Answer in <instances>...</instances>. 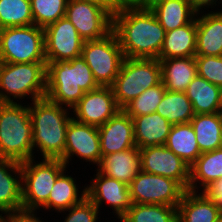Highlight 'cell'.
I'll use <instances>...</instances> for the list:
<instances>
[{"label": "cell", "mask_w": 222, "mask_h": 222, "mask_svg": "<svg viewBox=\"0 0 222 222\" xmlns=\"http://www.w3.org/2000/svg\"><path fill=\"white\" fill-rule=\"evenodd\" d=\"M196 17L188 24L168 31L158 59L191 57L196 54Z\"/></svg>", "instance_id": "27"}, {"label": "cell", "mask_w": 222, "mask_h": 222, "mask_svg": "<svg viewBox=\"0 0 222 222\" xmlns=\"http://www.w3.org/2000/svg\"><path fill=\"white\" fill-rule=\"evenodd\" d=\"M196 25L195 56H222V11L197 13Z\"/></svg>", "instance_id": "18"}, {"label": "cell", "mask_w": 222, "mask_h": 222, "mask_svg": "<svg viewBox=\"0 0 222 222\" xmlns=\"http://www.w3.org/2000/svg\"><path fill=\"white\" fill-rule=\"evenodd\" d=\"M59 213L63 220L57 222H98L101 219V216L98 217L101 212L88 197L71 206L68 210Z\"/></svg>", "instance_id": "36"}, {"label": "cell", "mask_w": 222, "mask_h": 222, "mask_svg": "<svg viewBox=\"0 0 222 222\" xmlns=\"http://www.w3.org/2000/svg\"><path fill=\"white\" fill-rule=\"evenodd\" d=\"M164 145L189 166L202 154L191 123L172 125Z\"/></svg>", "instance_id": "30"}, {"label": "cell", "mask_w": 222, "mask_h": 222, "mask_svg": "<svg viewBox=\"0 0 222 222\" xmlns=\"http://www.w3.org/2000/svg\"><path fill=\"white\" fill-rule=\"evenodd\" d=\"M65 138V150L60 159L68 168L71 163L73 164L72 159L75 156L79 160L83 159L87 165L91 163L90 165L99 166L102 154L98 127L78 122L72 118L67 126Z\"/></svg>", "instance_id": "12"}, {"label": "cell", "mask_w": 222, "mask_h": 222, "mask_svg": "<svg viewBox=\"0 0 222 222\" xmlns=\"http://www.w3.org/2000/svg\"><path fill=\"white\" fill-rule=\"evenodd\" d=\"M130 199L137 204H158L177 207L187 191L179 182L140 171L128 185Z\"/></svg>", "instance_id": "10"}, {"label": "cell", "mask_w": 222, "mask_h": 222, "mask_svg": "<svg viewBox=\"0 0 222 222\" xmlns=\"http://www.w3.org/2000/svg\"><path fill=\"white\" fill-rule=\"evenodd\" d=\"M197 75L222 88V56H195Z\"/></svg>", "instance_id": "37"}, {"label": "cell", "mask_w": 222, "mask_h": 222, "mask_svg": "<svg viewBox=\"0 0 222 222\" xmlns=\"http://www.w3.org/2000/svg\"><path fill=\"white\" fill-rule=\"evenodd\" d=\"M95 4L109 13L112 17L120 10L111 0H79Z\"/></svg>", "instance_id": "41"}, {"label": "cell", "mask_w": 222, "mask_h": 222, "mask_svg": "<svg viewBox=\"0 0 222 222\" xmlns=\"http://www.w3.org/2000/svg\"><path fill=\"white\" fill-rule=\"evenodd\" d=\"M34 25L30 0H0V29Z\"/></svg>", "instance_id": "33"}, {"label": "cell", "mask_w": 222, "mask_h": 222, "mask_svg": "<svg viewBox=\"0 0 222 222\" xmlns=\"http://www.w3.org/2000/svg\"><path fill=\"white\" fill-rule=\"evenodd\" d=\"M120 110L111 86H99L86 92L72 108L71 113L78 122L100 127Z\"/></svg>", "instance_id": "16"}, {"label": "cell", "mask_w": 222, "mask_h": 222, "mask_svg": "<svg viewBox=\"0 0 222 222\" xmlns=\"http://www.w3.org/2000/svg\"><path fill=\"white\" fill-rule=\"evenodd\" d=\"M102 157L135 147L134 122L122 109L98 127Z\"/></svg>", "instance_id": "17"}, {"label": "cell", "mask_w": 222, "mask_h": 222, "mask_svg": "<svg viewBox=\"0 0 222 222\" xmlns=\"http://www.w3.org/2000/svg\"><path fill=\"white\" fill-rule=\"evenodd\" d=\"M82 58L99 86H111L125 59L116 34L112 31L99 40L84 41Z\"/></svg>", "instance_id": "9"}, {"label": "cell", "mask_w": 222, "mask_h": 222, "mask_svg": "<svg viewBox=\"0 0 222 222\" xmlns=\"http://www.w3.org/2000/svg\"><path fill=\"white\" fill-rule=\"evenodd\" d=\"M68 0H30L34 24L45 28L65 16Z\"/></svg>", "instance_id": "35"}, {"label": "cell", "mask_w": 222, "mask_h": 222, "mask_svg": "<svg viewBox=\"0 0 222 222\" xmlns=\"http://www.w3.org/2000/svg\"><path fill=\"white\" fill-rule=\"evenodd\" d=\"M161 82V64L153 58H125L111 85L117 105L122 109L143 91Z\"/></svg>", "instance_id": "7"}, {"label": "cell", "mask_w": 222, "mask_h": 222, "mask_svg": "<svg viewBox=\"0 0 222 222\" xmlns=\"http://www.w3.org/2000/svg\"><path fill=\"white\" fill-rule=\"evenodd\" d=\"M158 60L161 64V82L166 90L185 92L197 75L195 56Z\"/></svg>", "instance_id": "23"}, {"label": "cell", "mask_w": 222, "mask_h": 222, "mask_svg": "<svg viewBox=\"0 0 222 222\" xmlns=\"http://www.w3.org/2000/svg\"><path fill=\"white\" fill-rule=\"evenodd\" d=\"M97 170L129 185L141 171L140 149L135 146L128 150L104 155Z\"/></svg>", "instance_id": "21"}, {"label": "cell", "mask_w": 222, "mask_h": 222, "mask_svg": "<svg viewBox=\"0 0 222 222\" xmlns=\"http://www.w3.org/2000/svg\"><path fill=\"white\" fill-rule=\"evenodd\" d=\"M22 210L21 163L0 158V215Z\"/></svg>", "instance_id": "19"}, {"label": "cell", "mask_w": 222, "mask_h": 222, "mask_svg": "<svg viewBox=\"0 0 222 222\" xmlns=\"http://www.w3.org/2000/svg\"><path fill=\"white\" fill-rule=\"evenodd\" d=\"M39 214L41 215L42 213H39V211L19 210L6 212L1 214L0 216L6 222H45L41 219L42 216L40 217Z\"/></svg>", "instance_id": "38"}, {"label": "cell", "mask_w": 222, "mask_h": 222, "mask_svg": "<svg viewBox=\"0 0 222 222\" xmlns=\"http://www.w3.org/2000/svg\"><path fill=\"white\" fill-rule=\"evenodd\" d=\"M222 179V149L203 152L190 166L189 191L203 192Z\"/></svg>", "instance_id": "24"}, {"label": "cell", "mask_w": 222, "mask_h": 222, "mask_svg": "<svg viewBox=\"0 0 222 222\" xmlns=\"http://www.w3.org/2000/svg\"><path fill=\"white\" fill-rule=\"evenodd\" d=\"M24 102H0V158L20 163L33 158L29 101Z\"/></svg>", "instance_id": "4"}, {"label": "cell", "mask_w": 222, "mask_h": 222, "mask_svg": "<svg viewBox=\"0 0 222 222\" xmlns=\"http://www.w3.org/2000/svg\"><path fill=\"white\" fill-rule=\"evenodd\" d=\"M0 62H46L44 28L34 24L0 29Z\"/></svg>", "instance_id": "8"}, {"label": "cell", "mask_w": 222, "mask_h": 222, "mask_svg": "<svg viewBox=\"0 0 222 222\" xmlns=\"http://www.w3.org/2000/svg\"><path fill=\"white\" fill-rule=\"evenodd\" d=\"M149 8L166 32L190 23L197 14L189 0H157Z\"/></svg>", "instance_id": "28"}, {"label": "cell", "mask_w": 222, "mask_h": 222, "mask_svg": "<svg viewBox=\"0 0 222 222\" xmlns=\"http://www.w3.org/2000/svg\"><path fill=\"white\" fill-rule=\"evenodd\" d=\"M201 153L213 151L221 147L222 116L214 114H195L190 121Z\"/></svg>", "instance_id": "29"}, {"label": "cell", "mask_w": 222, "mask_h": 222, "mask_svg": "<svg viewBox=\"0 0 222 222\" xmlns=\"http://www.w3.org/2000/svg\"><path fill=\"white\" fill-rule=\"evenodd\" d=\"M44 35L46 64L81 56L84 40L66 16L45 27Z\"/></svg>", "instance_id": "13"}, {"label": "cell", "mask_w": 222, "mask_h": 222, "mask_svg": "<svg viewBox=\"0 0 222 222\" xmlns=\"http://www.w3.org/2000/svg\"><path fill=\"white\" fill-rule=\"evenodd\" d=\"M203 192L222 207V179L213 182Z\"/></svg>", "instance_id": "40"}, {"label": "cell", "mask_w": 222, "mask_h": 222, "mask_svg": "<svg viewBox=\"0 0 222 222\" xmlns=\"http://www.w3.org/2000/svg\"><path fill=\"white\" fill-rule=\"evenodd\" d=\"M192 8L197 12L203 11H222V0H189ZM221 4V5H220ZM220 9H219V7ZM204 8V9H203ZM211 8V10H209ZM217 8V9H216Z\"/></svg>", "instance_id": "39"}, {"label": "cell", "mask_w": 222, "mask_h": 222, "mask_svg": "<svg viewBox=\"0 0 222 222\" xmlns=\"http://www.w3.org/2000/svg\"><path fill=\"white\" fill-rule=\"evenodd\" d=\"M157 0H138V7H150Z\"/></svg>", "instance_id": "43"}, {"label": "cell", "mask_w": 222, "mask_h": 222, "mask_svg": "<svg viewBox=\"0 0 222 222\" xmlns=\"http://www.w3.org/2000/svg\"><path fill=\"white\" fill-rule=\"evenodd\" d=\"M70 112L72 109L54 103L47 97L29 102L33 158H37L36 153H41L38 158L60 159L63 156L66 129L73 118Z\"/></svg>", "instance_id": "2"}, {"label": "cell", "mask_w": 222, "mask_h": 222, "mask_svg": "<svg viewBox=\"0 0 222 222\" xmlns=\"http://www.w3.org/2000/svg\"><path fill=\"white\" fill-rule=\"evenodd\" d=\"M95 171L94 177L90 176V183L86 184L87 197L99 211L106 203V207L112 209L111 215L115 216L117 221L132 205L128 185L100 173L97 169Z\"/></svg>", "instance_id": "14"}, {"label": "cell", "mask_w": 222, "mask_h": 222, "mask_svg": "<svg viewBox=\"0 0 222 222\" xmlns=\"http://www.w3.org/2000/svg\"><path fill=\"white\" fill-rule=\"evenodd\" d=\"M156 112L171 125L190 123L195 116L193 106L185 92L166 90Z\"/></svg>", "instance_id": "31"}, {"label": "cell", "mask_w": 222, "mask_h": 222, "mask_svg": "<svg viewBox=\"0 0 222 222\" xmlns=\"http://www.w3.org/2000/svg\"><path fill=\"white\" fill-rule=\"evenodd\" d=\"M31 158L21 163L22 210L39 211L48 201L57 177L70 170L61 159Z\"/></svg>", "instance_id": "6"}, {"label": "cell", "mask_w": 222, "mask_h": 222, "mask_svg": "<svg viewBox=\"0 0 222 222\" xmlns=\"http://www.w3.org/2000/svg\"><path fill=\"white\" fill-rule=\"evenodd\" d=\"M222 207L204 192L187 190L177 206V222H215Z\"/></svg>", "instance_id": "20"}, {"label": "cell", "mask_w": 222, "mask_h": 222, "mask_svg": "<svg viewBox=\"0 0 222 222\" xmlns=\"http://www.w3.org/2000/svg\"><path fill=\"white\" fill-rule=\"evenodd\" d=\"M65 16L84 41L99 40L112 32L113 17L95 4L68 0Z\"/></svg>", "instance_id": "11"}, {"label": "cell", "mask_w": 222, "mask_h": 222, "mask_svg": "<svg viewBox=\"0 0 222 222\" xmlns=\"http://www.w3.org/2000/svg\"><path fill=\"white\" fill-rule=\"evenodd\" d=\"M134 122V140L141 149L166 143L172 125L157 112L136 116Z\"/></svg>", "instance_id": "25"}, {"label": "cell", "mask_w": 222, "mask_h": 222, "mask_svg": "<svg viewBox=\"0 0 222 222\" xmlns=\"http://www.w3.org/2000/svg\"><path fill=\"white\" fill-rule=\"evenodd\" d=\"M67 171V172H66ZM67 173V175H66ZM67 169H65L56 179L47 203L39 210L59 213L65 210H68L71 206L78 204L85 197H87L86 184L84 186H78L77 176L74 178L73 174L68 175ZM82 188V189H81ZM80 189V190H79ZM80 193V194H79ZM52 209V210H51ZM51 210V211H50Z\"/></svg>", "instance_id": "22"}, {"label": "cell", "mask_w": 222, "mask_h": 222, "mask_svg": "<svg viewBox=\"0 0 222 222\" xmlns=\"http://www.w3.org/2000/svg\"><path fill=\"white\" fill-rule=\"evenodd\" d=\"M0 222H6V221L0 216Z\"/></svg>", "instance_id": "45"}, {"label": "cell", "mask_w": 222, "mask_h": 222, "mask_svg": "<svg viewBox=\"0 0 222 222\" xmlns=\"http://www.w3.org/2000/svg\"><path fill=\"white\" fill-rule=\"evenodd\" d=\"M215 222H222V214L218 217V219Z\"/></svg>", "instance_id": "44"}, {"label": "cell", "mask_w": 222, "mask_h": 222, "mask_svg": "<svg viewBox=\"0 0 222 222\" xmlns=\"http://www.w3.org/2000/svg\"><path fill=\"white\" fill-rule=\"evenodd\" d=\"M141 171L179 182L189 190L190 166L165 145L140 149Z\"/></svg>", "instance_id": "15"}, {"label": "cell", "mask_w": 222, "mask_h": 222, "mask_svg": "<svg viewBox=\"0 0 222 222\" xmlns=\"http://www.w3.org/2000/svg\"><path fill=\"white\" fill-rule=\"evenodd\" d=\"M177 222V207L132 203L118 222Z\"/></svg>", "instance_id": "32"}, {"label": "cell", "mask_w": 222, "mask_h": 222, "mask_svg": "<svg viewBox=\"0 0 222 222\" xmlns=\"http://www.w3.org/2000/svg\"><path fill=\"white\" fill-rule=\"evenodd\" d=\"M99 85L82 56L46 64V95L50 101L72 109L81 97Z\"/></svg>", "instance_id": "3"}, {"label": "cell", "mask_w": 222, "mask_h": 222, "mask_svg": "<svg viewBox=\"0 0 222 222\" xmlns=\"http://www.w3.org/2000/svg\"><path fill=\"white\" fill-rule=\"evenodd\" d=\"M186 96L195 114H214L221 111L222 88L196 75L188 85Z\"/></svg>", "instance_id": "26"}, {"label": "cell", "mask_w": 222, "mask_h": 222, "mask_svg": "<svg viewBox=\"0 0 222 222\" xmlns=\"http://www.w3.org/2000/svg\"><path fill=\"white\" fill-rule=\"evenodd\" d=\"M119 9L138 7V0H111Z\"/></svg>", "instance_id": "42"}, {"label": "cell", "mask_w": 222, "mask_h": 222, "mask_svg": "<svg viewBox=\"0 0 222 222\" xmlns=\"http://www.w3.org/2000/svg\"><path fill=\"white\" fill-rule=\"evenodd\" d=\"M112 31L125 58L158 59L166 34L149 7L120 9L113 16Z\"/></svg>", "instance_id": "1"}, {"label": "cell", "mask_w": 222, "mask_h": 222, "mask_svg": "<svg viewBox=\"0 0 222 222\" xmlns=\"http://www.w3.org/2000/svg\"><path fill=\"white\" fill-rule=\"evenodd\" d=\"M165 91V86L160 82L158 85L143 91L137 98L126 104L122 110L132 119L136 116L156 112V108L161 102Z\"/></svg>", "instance_id": "34"}, {"label": "cell", "mask_w": 222, "mask_h": 222, "mask_svg": "<svg viewBox=\"0 0 222 222\" xmlns=\"http://www.w3.org/2000/svg\"><path fill=\"white\" fill-rule=\"evenodd\" d=\"M45 95L46 62H0L1 103H22L28 98L33 102Z\"/></svg>", "instance_id": "5"}]
</instances>
